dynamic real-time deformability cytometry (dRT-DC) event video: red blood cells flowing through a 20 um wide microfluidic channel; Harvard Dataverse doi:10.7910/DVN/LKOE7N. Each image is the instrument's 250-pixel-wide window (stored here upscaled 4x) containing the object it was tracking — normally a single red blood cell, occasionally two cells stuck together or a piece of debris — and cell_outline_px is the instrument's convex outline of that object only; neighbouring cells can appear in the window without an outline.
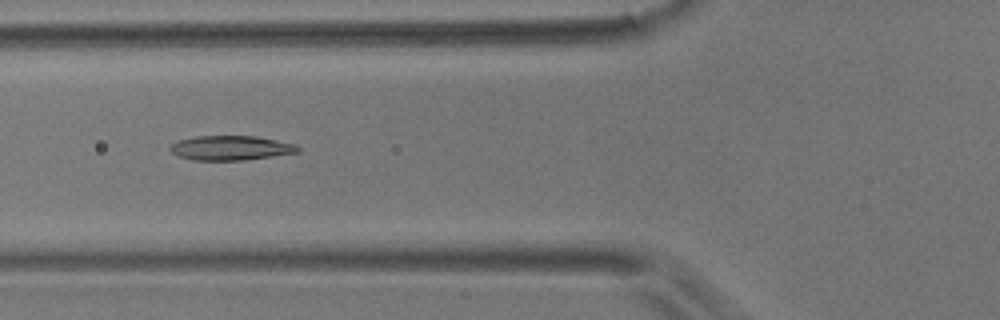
{"species": "common noctule bat (a hibernating species)", "species_latin": "Nyctalus noctula", "temperature_condition": "room temperature", "stored_images_in_passage": 9, "camera_frame_rate_fps": 3000, "um_per_image_px": 0.085, "animal": {"sex": "male", "body_mass_g": 17.9}, "frame": {"image": 1, "passage_image": 6, "time_ms": 1.667, "image_size_px": [1000, 320], "cell_outline_px": [[300, 152], [244, 160], [192, 160], [176, 156], [168, 148], [176, 140], [196, 136], [256, 136], [296, 144], [300, 148]], "centroid_in_image_um": [19.58, 12.57], "position_along_channel_um": 106.2, "area_um2": 18.38}}
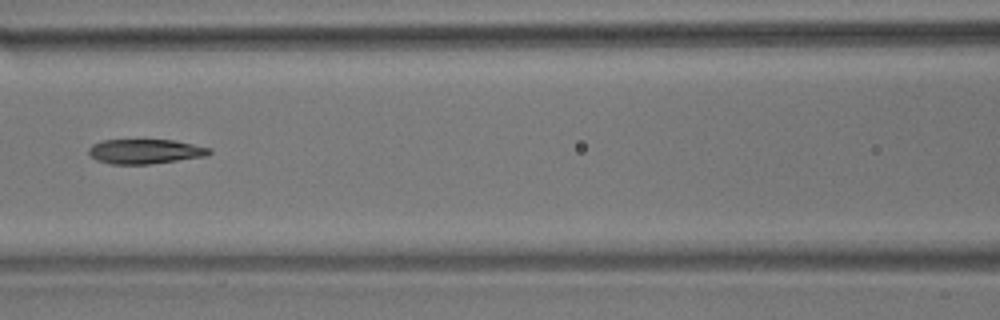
{"frame": {"image": 2, "passage_image": 7, "time_ms": 2.0, "image_size_px": [1000, 320], "cell_outline_px": [[212, 152], [208, 156], [148, 164], [112, 164], [96, 160], [88, 152], [88, 148], [92, 144], [100, 140], [172, 140], [192, 144], [208, 148]], "centroid_in_image_um": [12.3, 12.87], "position_along_channel_um": 154.3, "area_um2": 17.22}}
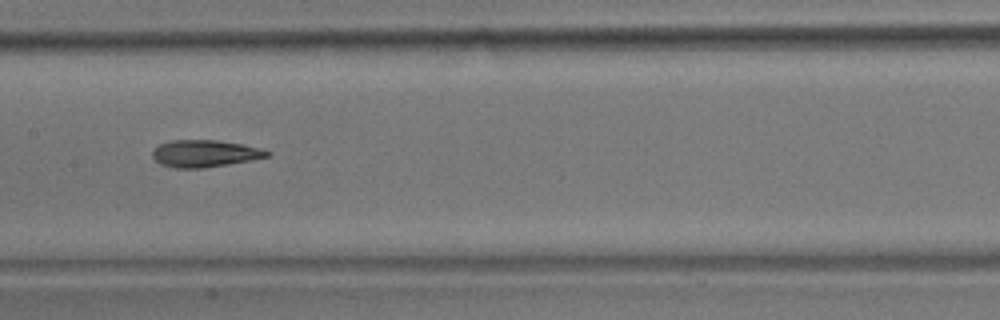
{"frame": {"image": 3, "passage_image": 8, "time_ms": 2.333, "image_size_px": [1000, 320], "cell_outline_px": [[272, 152], [268, 156], [228, 164], [204, 168], [176, 168], [160, 164], [152, 156], [152, 152], [160, 144], [172, 140], [216, 140], [240, 144]], "centroid_in_image_um": [17.35, 13.05], "position_along_channel_um": 190.0, "area_um2": 17.69}}